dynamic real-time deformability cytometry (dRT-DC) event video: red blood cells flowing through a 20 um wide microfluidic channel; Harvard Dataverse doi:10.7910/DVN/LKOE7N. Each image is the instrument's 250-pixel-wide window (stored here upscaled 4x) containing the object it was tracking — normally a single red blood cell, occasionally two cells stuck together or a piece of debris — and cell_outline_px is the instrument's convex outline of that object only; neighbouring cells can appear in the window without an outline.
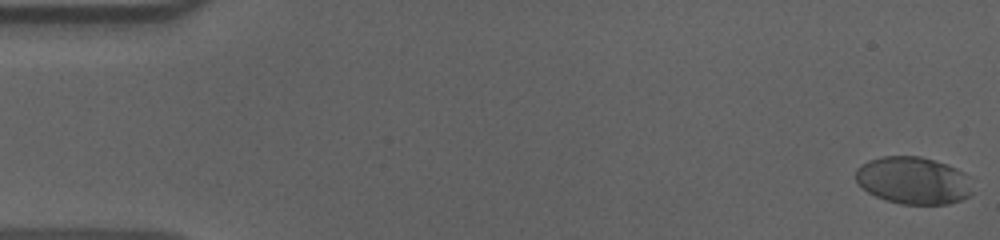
{"species": "human", "species_latin": "Homo sapiens", "temperature_condition": "cold", "stored_images_in_passage": 57, "camera_frame_rate_fps": 3000, "um_per_image_px": 0.085, "donor": {"sex": "male"}, "frame": {"image": 1, "passage_image": 1, "time_ms": 0.0, "image_size_px": [1000, 240], "cell_outline_px": [[972, 192], [968, 196], [960, 200], [948, 204], [900, 204], [884, 200], [868, 192], [856, 180], [856, 168], [868, 160], [884, 156], [920, 156], [948, 164], [964, 172]], "centroid_in_image_um": [77.61, 15.34], "position_along_channel_um": 7.4, "area_um2": 32.08}}
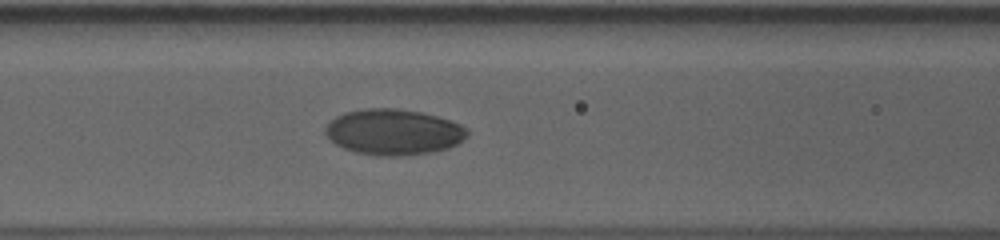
{"frame": {"image": 2, "passage_image": 24, "time_ms": 7.667, "image_size_px": [1000, 240], "cell_outline_px": [[468, 136], [456, 144], [448, 148], [432, 152], [404, 156], [380, 156], [356, 152], [344, 148], [336, 144], [324, 132], [324, 128], [336, 116], [344, 112], [364, 108], [396, 108], [420, 112], [436, 116], [460, 124], [468, 128]], "centroid_in_image_um": [33.46, 11.22], "position_along_channel_um": 133.1, "area_um2": 37.86}}
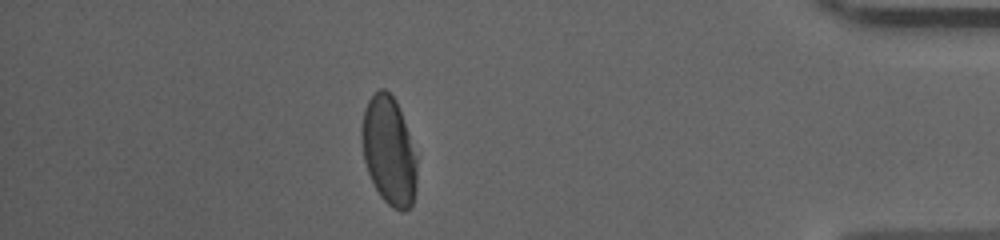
{"frame": {"image": 3, "passage_image": 50, "time_ms": 16.333, "image_size_px": [1000, 240], "cell_outline_px": [[416, 188], [412, 204], [404, 212], [400, 212], [392, 208], [380, 196], [368, 172], [364, 160], [360, 140], [360, 132], [364, 108], [368, 100], [380, 88], [384, 88], [396, 100], [400, 108], [416, 156]], "centroid_in_image_um": [33.04, 12.82], "position_along_channel_um": 402.2, "area_um2": 34.97}, "authors_computed_cell_mechanics": {"area_um2": 36.414, "velocity_mm_per_s": 3.6074, "shape_relaxation_time_tau1_ms": 3.963, "shape_relaxation_time_tau2_ms": 1.3622, "deformation_change_tau1": 0.151, "deformation_change_tau2": 0.0296}}